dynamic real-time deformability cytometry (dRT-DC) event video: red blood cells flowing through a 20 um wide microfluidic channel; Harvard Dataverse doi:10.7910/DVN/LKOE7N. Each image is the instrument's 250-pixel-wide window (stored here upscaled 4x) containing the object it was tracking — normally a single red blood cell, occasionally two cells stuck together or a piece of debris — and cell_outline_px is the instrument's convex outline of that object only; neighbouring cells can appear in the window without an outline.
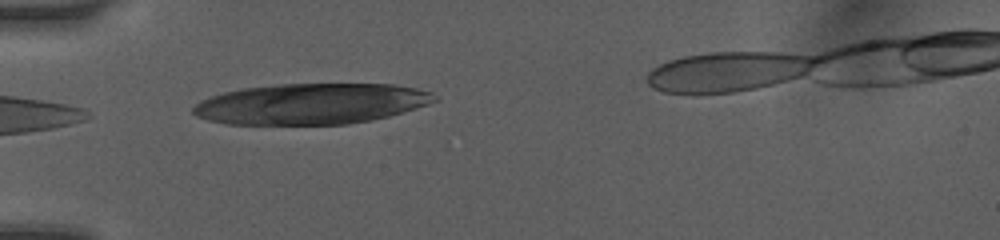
{"species": "human", "species_latin": "Homo sapiens", "temperature_condition": "room temperature", "stored_images_in_passage": 5, "camera_frame_rate_fps": 3000, "um_per_image_px": 0.085, "donor": {"sex": "female"}, "frame": {"image": 1, "passage_image": 4, "time_ms": 3.667, "image_size_px": [1000, 240], "cell_outline_px": [[440, 100], [416, 108], [388, 116], [372, 120], [348, 124], [224, 124], [208, 120], [196, 116], [192, 112], [192, 108], [200, 100], [224, 92], [244, 88], [280, 84], [392, 84], [416, 88], [432, 92], [440, 96]], "centroid_in_image_um": [26.47, 8.82], "position_along_channel_um": 58.5, "area_um2": 57.45}}